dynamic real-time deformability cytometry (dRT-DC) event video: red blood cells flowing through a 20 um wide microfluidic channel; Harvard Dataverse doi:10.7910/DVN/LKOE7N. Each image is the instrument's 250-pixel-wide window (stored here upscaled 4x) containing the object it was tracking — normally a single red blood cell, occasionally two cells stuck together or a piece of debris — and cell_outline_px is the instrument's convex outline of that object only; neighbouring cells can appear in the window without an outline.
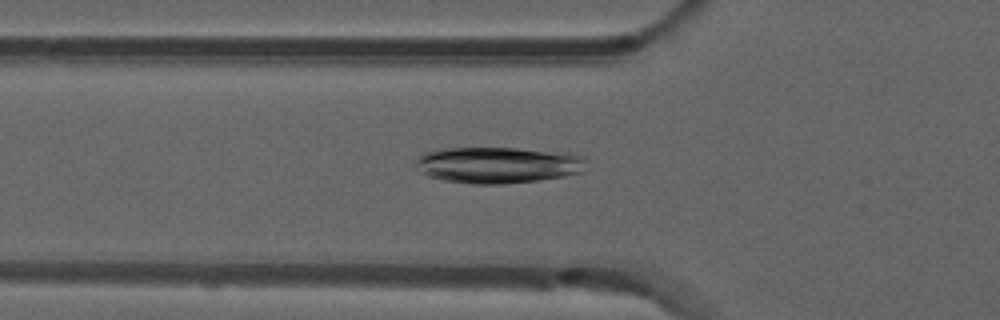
{"species": "common noctule bat (a hibernating species)", "species_latin": "Nyctalus noctula", "temperature_condition": "room temperature", "stored_images_in_passage": 42, "camera_frame_rate_fps": 3000, "um_per_image_px": 0.085, "animal": {"sex": "male", "forearm_length_mm": 52.5}, "frame": {"image": 1, "passage_image": 12, "time_ms": 3.667, "image_size_px": [1000, 320], "cell_outline_px": [[584, 172], [564, 176], [540, 180], [504, 184], [472, 184], [444, 180], [428, 176], [420, 172], [416, 160], [424, 152], [444, 148], [516, 148], [568, 152], [584, 156]], "centroid_in_image_um": [42.36, 14.02], "position_along_channel_um": 83.4, "area_um2": 36.3}}
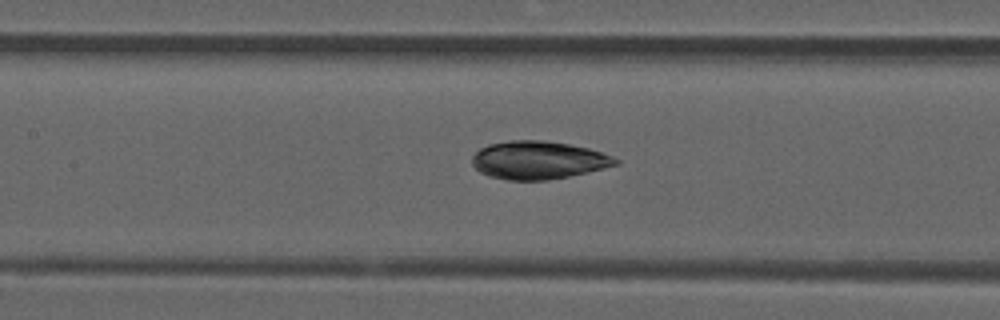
{"frame": {"image": 2, "passage_image": 18, "time_ms": 5.667, "image_size_px": [1000, 320], "cell_outline_px": [[620, 164], [568, 176], [548, 180], [508, 180], [492, 176], [480, 172], [472, 164], [472, 156], [480, 148], [488, 144], [508, 140], [544, 140], [568, 144], [588, 148], [612, 156], [620, 160]], "centroid_in_image_um": [45.74, 13.6], "position_along_channel_um": 161.7, "area_um2": 31.62}}
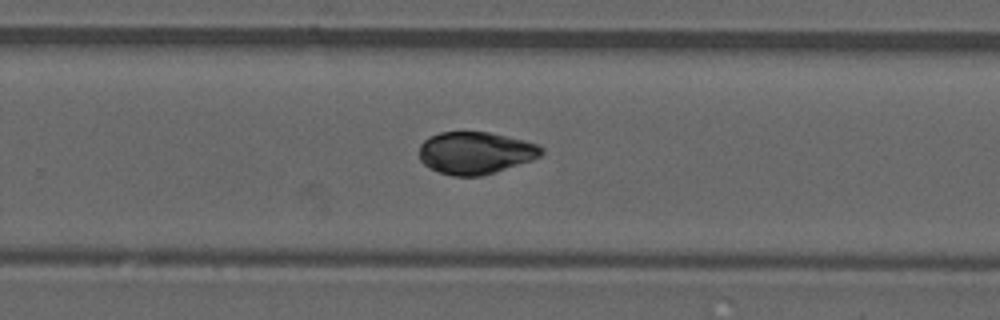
{"frame": {"image": 3, "passage_image": 28, "time_ms": 9.0, "image_size_px": [1000, 320], "cell_outline_px": [[544, 152], [540, 156], [532, 160], [480, 176], [452, 176], [428, 168], [420, 160], [420, 144], [428, 136], [440, 132], [488, 132], [524, 140], [536, 144], [544, 148]], "centroid_in_image_um": [40.39, 12.99], "position_along_channel_um": 289.4, "area_um2": 30.0}}